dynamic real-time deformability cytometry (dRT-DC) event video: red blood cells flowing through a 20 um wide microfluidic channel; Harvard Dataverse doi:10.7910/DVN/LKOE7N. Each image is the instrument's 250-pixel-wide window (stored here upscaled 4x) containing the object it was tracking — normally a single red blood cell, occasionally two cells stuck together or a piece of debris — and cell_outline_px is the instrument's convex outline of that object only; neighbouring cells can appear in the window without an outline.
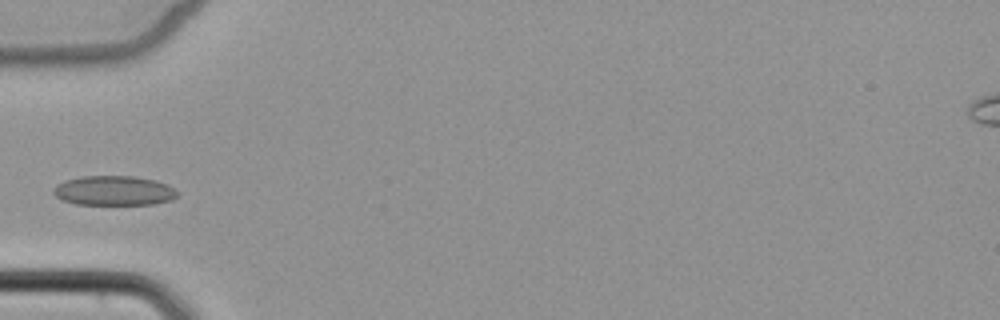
{"species": "common noctule bat (a hibernating species)", "species_latin": "Nyctalus noctula", "temperature_condition": "cold", "stored_images_in_passage": 3, "camera_frame_rate_fps": 3000, "um_per_image_px": 0.085, "animal": {"sex": "female", "body_mass_g": 22.7, "forearm_length_mm": 54.2}, "frame": {"image": 1, "passage_image": 2, "time_ms": 1.333, "image_size_px": [1000, 320], "cell_outline_px": [[180, 192], [172, 200], [152, 204], [76, 204], [64, 200], [56, 196], [52, 192], [52, 188], [56, 184], [64, 180], [80, 176], [132, 176], [156, 180], [168, 184]], "centroid_in_image_um": [9.68, 16.19], "position_along_channel_um": 75.3, "area_um2": 21.56}}
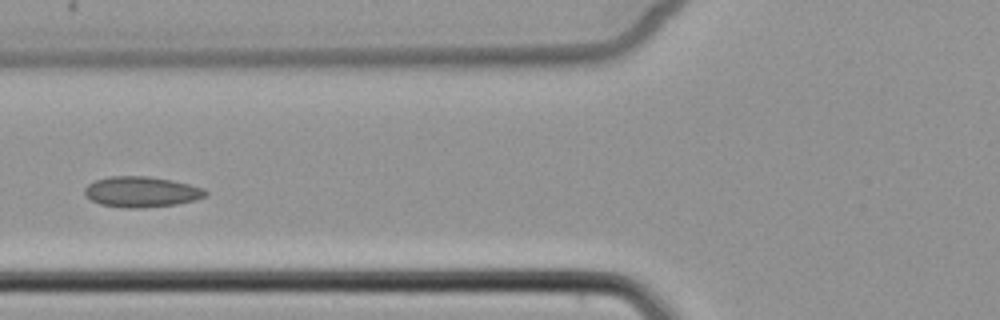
{"frame": {"image": 2, "passage_image": 3, "time_ms": 2.333, "image_size_px": [1000, 320], "cell_outline_px": [[208, 196], [196, 200], [176, 204], [144, 208], [124, 208], [100, 204], [92, 200], [84, 192], [84, 188], [88, 184], [96, 180], [108, 176], [148, 176], [172, 180], [204, 188], [208, 192]], "centroid_in_image_um": [12.05, 16.31], "position_along_channel_um": 113.7, "area_um2": 21.68}}